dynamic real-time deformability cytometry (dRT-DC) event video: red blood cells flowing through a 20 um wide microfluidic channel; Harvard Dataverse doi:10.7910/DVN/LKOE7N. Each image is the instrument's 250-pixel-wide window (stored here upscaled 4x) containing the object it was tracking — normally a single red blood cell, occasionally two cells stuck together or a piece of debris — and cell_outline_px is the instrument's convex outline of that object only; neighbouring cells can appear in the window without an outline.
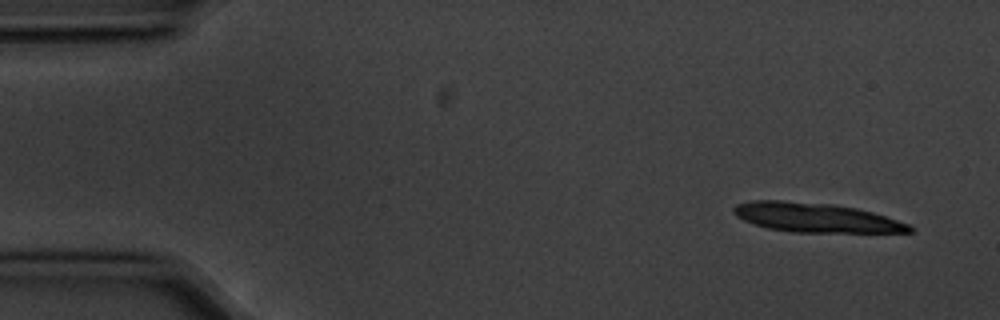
{"species": "common noctule bat (a hibernating species)", "species_latin": "Nyctalus noctula", "temperature_condition": "cold", "stored_images_in_passage": 4, "camera_frame_rate_fps": 3000, "um_per_image_px": 0.085, "animal": {"sex": "male", "body_mass_g": 20.1, "forearm_length_mm": 53.5}, "frame": {"image": 1, "passage_image": 1, "time_ms": 0.0, "image_size_px": [1000, 320], "cell_outline_px": [[912, 232], [792, 232], [768, 228], [752, 224], [736, 216], [732, 212], [732, 208], [736, 204], [752, 200], [780, 200], [832, 204], [856, 208], [872, 212], [908, 224], [912, 228]], "centroid_in_image_um": [69.26, 18.49], "position_along_channel_um": 15.7, "area_um2": 29.88}}